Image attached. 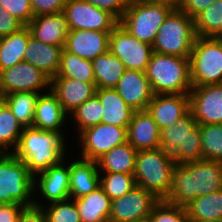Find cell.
<instances>
[{
  "instance_id": "obj_1",
  "label": "cell",
  "mask_w": 222,
  "mask_h": 222,
  "mask_svg": "<svg viewBox=\"0 0 222 222\" xmlns=\"http://www.w3.org/2000/svg\"><path fill=\"white\" fill-rule=\"evenodd\" d=\"M222 189V161L201 159L176 164L166 202L185 207L199 196Z\"/></svg>"
},
{
  "instance_id": "obj_2",
  "label": "cell",
  "mask_w": 222,
  "mask_h": 222,
  "mask_svg": "<svg viewBox=\"0 0 222 222\" xmlns=\"http://www.w3.org/2000/svg\"><path fill=\"white\" fill-rule=\"evenodd\" d=\"M64 133L24 127L15 150L9 151L23 161L30 174H37L59 164L65 158Z\"/></svg>"
},
{
  "instance_id": "obj_3",
  "label": "cell",
  "mask_w": 222,
  "mask_h": 222,
  "mask_svg": "<svg viewBox=\"0 0 222 222\" xmlns=\"http://www.w3.org/2000/svg\"><path fill=\"white\" fill-rule=\"evenodd\" d=\"M176 164L162 148L137 151L133 172L136 186L164 200L171 190Z\"/></svg>"
},
{
  "instance_id": "obj_4",
  "label": "cell",
  "mask_w": 222,
  "mask_h": 222,
  "mask_svg": "<svg viewBox=\"0 0 222 222\" xmlns=\"http://www.w3.org/2000/svg\"><path fill=\"white\" fill-rule=\"evenodd\" d=\"M154 94H189L190 58L153 52L145 71Z\"/></svg>"
},
{
  "instance_id": "obj_5",
  "label": "cell",
  "mask_w": 222,
  "mask_h": 222,
  "mask_svg": "<svg viewBox=\"0 0 222 222\" xmlns=\"http://www.w3.org/2000/svg\"><path fill=\"white\" fill-rule=\"evenodd\" d=\"M196 37L194 19L180 9L172 10L157 32L153 52L190 58Z\"/></svg>"
},
{
  "instance_id": "obj_6",
  "label": "cell",
  "mask_w": 222,
  "mask_h": 222,
  "mask_svg": "<svg viewBox=\"0 0 222 222\" xmlns=\"http://www.w3.org/2000/svg\"><path fill=\"white\" fill-rule=\"evenodd\" d=\"M34 177L13 153H0V204L34 205Z\"/></svg>"
},
{
  "instance_id": "obj_7",
  "label": "cell",
  "mask_w": 222,
  "mask_h": 222,
  "mask_svg": "<svg viewBox=\"0 0 222 222\" xmlns=\"http://www.w3.org/2000/svg\"><path fill=\"white\" fill-rule=\"evenodd\" d=\"M192 87L222 84V40L197 36L191 50Z\"/></svg>"
},
{
  "instance_id": "obj_8",
  "label": "cell",
  "mask_w": 222,
  "mask_h": 222,
  "mask_svg": "<svg viewBox=\"0 0 222 222\" xmlns=\"http://www.w3.org/2000/svg\"><path fill=\"white\" fill-rule=\"evenodd\" d=\"M172 10L165 5L130 0L119 24L138 40L153 45L160 26Z\"/></svg>"
},
{
  "instance_id": "obj_9",
  "label": "cell",
  "mask_w": 222,
  "mask_h": 222,
  "mask_svg": "<svg viewBox=\"0 0 222 222\" xmlns=\"http://www.w3.org/2000/svg\"><path fill=\"white\" fill-rule=\"evenodd\" d=\"M109 51L124 63L126 69L145 72L153 46L138 40L118 24L110 33Z\"/></svg>"
},
{
  "instance_id": "obj_10",
  "label": "cell",
  "mask_w": 222,
  "mask_h": 222,
  "mask_svg": "<svg viewBox=\"0 0 222 222\" xmlns=\"http://www.w3.org/2000/svg\"><path fill=\"white\" fill-rule=\"evenodd\" d=\"M63 12L68 30L112 31L119 24L113 14L85 0H66Z\"/></svg>"
},
{
  "instance_id": "obj_11",
  "label": "cell",
  "mask_w": 222,
  "mask_h": 222,
  "mask_svg": "<svg viewBox=\"0 0 222 222\" xmlns=\"http://www.w3.org/2000/svg\"><path fill=\"white\" fill-rule=\"evenodd\" d=\"M43 88L51 90V79L26 61L0 71V98L13 92L39 93Z\"/></svg>"
},
{
  "instance_id": "obj_12",
  "label": "cell",
  "mask_w": 222,
  "mask_h": 222,
  "mask_svg": "<svg viewBox=\"0 0 222 222\" xmlns=\"http://www.w3.org/2000/svg\"><path fill=\"white\" fill-rule=\"evenodd\" d=\"M127 128L100 123L79 134L81 158L97 161L115 146L127 142Z\"/></svg>"
},
{
  "instance_id": "obj_13",
  "label": "cell",
  "mask_w": 222,
  "mask_h": 222,
  "mask_svg": "<svg viewBox=\"0 0 222 222\" xmlns=\"http://www.w3.org/2000/svg\"><path fill=\"white\" fill-rule=\"evenodd\" d=\"M160 200L139 186L111 202L109 222H131L151 214Z\"/></svg>"
},
{
  "instance_id": "obj_14",
  "label": "cell",
  "mask_w": 222,
  "mask_h": 222,
  "mask_svg": "<svg viewBox=\"0 0 222 222\" xmlns=\"http://www.w3.org/2000/svg\"><path fill=\"white\" fill-rule=\"evenodd\" d=\"M190 110L199 125L222 124V84L192 87Z\"/></svg>"
},
{
  "instance_id": "obj_15",
  "label": "cell",
  "mask_w": 222,
  "mask_h": 222,
  "mask_svg": "<svg viewBox=\"0 0 222 222\" xmlns=\"http://www.w3.org/2000/svg\"><path fill=\"white\" fill-rule=\"evenodd\" d=\"M134 111L147 110L154 96L145 72L126 69L114 88Z\"/></svg>"
},
{
  "instance_id": "obj_16",
  "label": "cell",
  "mask_w": 222,
  "mask_h": 222,
  "mask_svg": "<svg viewBox=\"0 0 222 222\" xmlns=\"http://www.w3.org/2000/svg\"><path fill=\"white\" fill-rule=\"evenodd\" d=\"M111 31L69 30L64 49L86 60H93L109 50Z\"/></svg>"
},
{
  "instance_id": "obj_17",
  "label": "cell",
  "mask_w": 222,
  "mask_h": 222,
  "mask_svg": "<svg viewBox=\"0 0 222 222\" xmlns=\"http://www.w3.org/2000/svg\"><path fill=\"white\" fill-rule=\"evenodd\" d=\"M189 110V94H154L147 107L159 129L173 126Z\"/></svg>"
},
{
  "instance_id": "obj_18",
  "label": "cell",
  "mask_w": 222,
  "mask_h": 222,
  "mask_svg": "<svg viewBox=\"0 0 222 222\" xmlns=\"http://www.w3.org/2000/svg\"><path fill=\"white\" fill-rule=\"evenodd\" d=\"M127 142L137 151L161 148L160 129L147 110L134 112L127 128Z\"/></svg>"
},
{
  "instance_id": "obj_19",
  "label": "cell",
  "mask_w": 222,
  "mask_h": 222,
  "mask_svg": "<svg viewBox=\"0 0 222 222\" xmlns=\"http://www.w3.org/2000/svg\"><path fill=\"white\" fill-rule=\"evenodd\" d=\"M62 160L59 164L51 166L34 178V189L39 187L41 195L50 203L64 201L70 198L69 165L64 166Z\"/></svg>"
},
{
  "instance_id": "obj_20",
  "label": "cell",
  "mask_w": 222,
  "mask_h": 222,
  "mask_svg": "<svg viewBox=\"0 0 222 222\" xmlns=\"http://www.w3.org/2000/svg\"><path fill=\"white\" fill-rule=\"evenodd\" d=\"M27 27L31 36L44 44L65 46L69 30L64 12L33 17Z\"/></svg>"
},
{
  "instance_id": "obj_21",
  "label": "cell",
  "mask_w": 222,
  "mask_h": 222,
  "mask_svg": "<svg viewBox=\"0 0 222 222\" xmlns=\"http://www.w3.org/2000/svg\"><path fill=\"white\" fill-rule=\"evenodd\" d=\"M96 83H86L77 79L53 78L51 91L58 97L65 112L72 113L83 102L96 94Z\"/></svg>"
},
{
  "instance_id": "obj_22",
  "label": "cell",
  "mask_w": 222,
  "mask_h": 222,
  "mask_svg": "<svg viewBox=\"0 0 222 222\" xmlns=\"http://www.w3.org/2000/svg\"><path fill=\"white\" fill-rule=\"evenodd\" d=\"M64 47L48 45L29 37L24 61L40 69L51 80L57 75Z\"/></svg>"
},
{
  "instance_id": "obj_23",
  "label": "cell",
  "mask_w": 222,
  "mask_h": 222,
  "mask_svg": "<svg viewBox=\"0 0 222 222\" xmlns=\"http://www.w3.org/2000/svg\"><path fill=\"white\" fill-rule=\"evenodd\" d=\"M66 115L58 97L49 90L48 93L40 94L37 99L32 127L62 133L60 128L65 126Z\"/></svg>"
},
{
  "instance_id": "obj_24",
  "label": "cell",
  "mask_w": 222,
  "mask_h": 222,
  "mask_svg": "<svg viewBox=\"0 0 222 222\" xmlns=\"http://www.w3.org/2000/svg\"><path fill=\"white\" fill-rule=\"evenodd\" d=\"M97 161L77 159L69 165L70 199H79L100 186Z\"/></svg>"
},
{
  "instance_id": "obj_25",
  "label": "cell",
  "mask_w": 222,
  "mask_h": 222,
  "mask_svg": "<svg viewBox=\"0 0 222 222\" xmlns=\"http://www.w3.org/2000/svg\"><path fill=\"white\" fill-rule=\"evenodd\" d=\"M96 95L101 102V123L117 127H128L134 110L129 107L114 88H97Z\"/></svg>"
},
{
  "instance_id": "obj_26",
  "label": "cell",
  "mask_w": 222,
  "mask_h": 222,
  "mask_svg": "<svg viewBox=\"0 0 222 222\" xmlns=\"http://www.w3.org/2000/svg\"><path fill=\"white\" fill-rule=\"evenodd\" d=\"M73 201L82 222H109L112 200L101 186Z\"/></svg>"
},
{
  "instance_id": "obj_27",
  "label": "cell",
  "mask_w": 222,
  "mask_h": 222,
  "mask_svg": "<svg viewBox=\"0 0 222 222\" xmlns=\"http://www.w3.org/2000/svg\"><path fill=\"white\" fill-rule=\"evenodd\" d=\"M137 150L125 142L115 146L97 160L102 173L133 174Z\"/></svg>"
},
{
  "instance_id": "obj_28",
  "label": "cell",
  "mask_w": 222,
  "mask_h": 222,
  "mask_svg": "<svg viewBox=\"0 0 222 222\" xmlns=\"http://www.w3.org/2000/svg\"><path fill=\"white\" fill-rule=\"evenodd\" d=\"M97 88H115L124 74V63L109 50L92 60Z\"/></svg>"
},
{
  "instance_id": "obj_29",
  "label": "cell",
  "mask_w": 222,
  "mask_h": 222,
  "mask_svg": "<svg viewBox=\"0 0 222 222\" xmlns=\"http://www.w3.org/2000/svg\"><path fill=\"white\" fill-rule=\"evenodd\" d=\"M30 36L29 28L24 26L17 32L0 38V71L24 61Z\"/></svg>"
},
{
  "instance_id": "obj_30",
  "label": "cell",
  "mask_w": 222,
  "mask_h": 222,
  "mask_svg": "<svg viewBox=\"0 0 222 222\" xmlns=\"http://www.w3.org/2000/svg\"><path fill=\"white\" fill-rule=\"evenodd\" d=\"M188 219L222 222V189L197 197L184 207Z\"/></svg>"
},
{
  "instance_id": "obj_31",
  "label": "cell",
  "mask_w": 222,
  "mask_h": 222,
  "mask_svg": "<svg viewBox=\"0 0 222 222\" xmlns=\"http://www.w3.org/2000/svg\"><path fill=\"white\" fill-rule=\"evenodd\" d=\"M40 93L13 92L1 97L23 127H32Z\"/></svg>"
},
{
  "instance_id": "obj_32",
  "label": "cell",
  "mask_w": 222,
  "mask_h": 222,
  "mask_svg": "<svg viewBox=\"0 0 222 222\" xmlns=\"http://www.w3.org/2000/svg\"><path fill=\"white\" fill-rule=\"evenodd\" d=\"M54 78L77 79L86 83H95L92 61L82 59L63 49L60 68Z\"/></svg>"
},
{
  "instance_id": "obj_33",
  "label": "cell",
  "mask_w": 222,
  "mask_h": 222,
  "mask_svg": "<svg viewBox=\"0 0 222 222\" xmlns=\"http://www.w3.org/2000/svg\"><path fill=\"white\" fill-rule=\"evenodd\" d=\"M197 124L191 110H189L173 126L160 129L161 148L171 155L178 148L179 143H182L187 133Z\"/></svg>"
},
{
  "instance_id": "obj_34",
  "label": "cell",
  "mask_w": 222,
  "mask_h": 222,
  "mask_svg": "<svg viewBox=\"0 0 222 222\" xmlns=\"http://www.w3.org/2000/svg\"><path fill=\"white\" fill-rule=\"evenodd\" d=\"M23 129V125L0 99V153H8L10 146L16 149Z\"/></svg>"
},
{
  "instance_id": "obj_35",
  "label": "cell",
  "mask_w": 222,
  "mask_h": 222,
  "mask_svg": "<svg viewBox=\"0 0 222 222\" xmlns=\"http://www.w3.org/2000/svg\"><path fill=\"white\" fill-rule=\"evenodd\" d=\"M193 19L196 36L214 37L222 28V0H215Z\"/></svg>"
},
{
  "instance_id": "obj_36",
  "label": "cell",
  "mask_w": 222,
  "mask_h": 222,
  "mask_svg": "<svg viewBox=\"0 0 222 222\" xmlns=\"http://www.w3.org/2000/svg\"><path fill=\"white\" fill-rule=\"evenodd\" d=\"M171 156L177 164H184L203 159L199 124L187 133L182 143H179L178 148L171 154Z\"/></svg>"
},
{
  "instance_id": "obj_37",
  "label": "cell",
  "mask_w": 222,
  "mask_h": 222,
  "mask_svg": "<svg viewBox=\"0 0 222 222\" xmlns=\"http://www.w3.org/2000/svg\"><path fill=\"white\" fill-rule=\"evenodd\" d=\"M202 158L222 161V124L200 125Z\"/></svg>"
},
{
  "instance_id": "obj_38",
  "label": "cell",
  "mask_w": 222,
  "mask_h": 222,
  "mask_svg": "<svg viewBox=\"0 0 222 222\" xmlns=\"http://www.w3.org/2000/svg\"><path fill=\"white\" fill-rule=\"evenodd\" d=\"M100 186L105 194L111 200H114L136 187V182L133 174L104 173V176H102L100 173Z\"/></svg>"
},
{
  "instance_id": "obj_39",
  "label": "cell",
  "mask_w": 222,
  "mask_h": 222,
  "mask_svg": "<svg viewBox=\"0 0 222 222\" xmlns=\"http://www.w3.org/2000/svg\"><path fill=\"white\" fill-rule=\"evenodd\" d=\"M71 114L73 116V119L76 121L80 134L83 130L101 123V102L95 94L93 97L83 102Z\"/></svg>"
},
{
  "instance_id": "obj_40",
  "label": "cell",
  "mask_w": 222,
  "mask_h": 222,
  "mask_svg": "<svg viewBox=\"0 0 222 222\" xmlns=\"http://www.w3.org/2000/svg\"><path fill=\"white\" fill-rule=\"evenodd\" d=\"M41 203L34 199L35 206L44 208L47 222H82L73 199L53 202L48 204L50 206L47 207H44Z\"/></svg>"
},
{
  "instance_id": "obj_41",
  "label": "cell",
  "mask_w": 222,
  "mask_h": 222,
  "mask_svg": "<svg viewBox=\"0 0 222 222\" xmlns=\"http://www.w3.org/2000/svg\"><path fill=\"white\" fill-rule=\"evenodd\" d=\"M151 222H188L184 207L160 200L152 209Z\"/></svg>"
},
{
  "instance_id": "obj_42",
  "label": "cell",
  "mask_w": 222,
  "mask_h": 222,
  "mask_svg": "<svg viewBox=\"0 0 222 222\" xmlns=\"http://www.w3.org/2000/svg\"><path fill=\"white\" fill-rule=\"evenodd\" d=\"M0 6L8 11L25 26L33 19V11L29 0H0Z\"/></svg>"
},
{
  "instance_id": "obj_43",
  "label": "cell",
  "mask_w": 222,
  "mask_h": 222,
  "mask_svg": "<svg viewBox=\"0 0 222 222\" xmlns=\"http://www.w3.org/2000/svg\"><path fill=\"white\" fill-rule=\"evenodd\" d=\"M33 16L63 12L66 0H29Z\"/></svg>"
},
{
  "instance_id": "obj_44",
  "label": "cell",
  "mask_w": 222,
  "mask_h": 222,
  "mask_svg": "<svg viewBox=\"0 0 222 222\" xmlns=\"http://www.w3.org/2000/svg\"><path fill=\"white\" fill-rule=\"evenodd\" d=\"M98 9L106 10L113 14L118 20L121 19L129 6L130 0H85Z\"/></svg>"
},
{
  "instance_id": "obj_45",
  "label": "cell",
  "mask_w": 222,
  "mask_h": 222,
  "mask_svg": "<svg viewBox=\"0 0 222 222\" xmlns=\"http://www.w3.org/2000/svg\"><path fill=\"white\" fill-rule=\"evenodd\" d=\"M25 25L0 6V38L17 32Z\"/></svg>"
},
{
  "instance_id": "obj_46",
  "label": "cell",
  "mask_w": 222,
  "mask_h": 222,
  "mask_svg": "<svg viewBox=\"0 0 222 222\" xmlns=\"http://www.w3.org/2000/svg\"><path fill=\"white\" fill-rule=\"evenodd\" d=\"M17 222H47V219L42 207L32 205L22 209Z\"/></svg>"
},
{
  "instance_id": "obj_47",
  "label": "cell",
  "mask_w": 222,
  "mask_h": 222,
  "mask_svg": "<svg viewBox=\"0 0 222 222\" xmlns=\"http://www.w3.org/2000/svg\"><path fill=\"white\" fill-rule=\"evenodd\" d=\"M215 0H183L180 10L194 18Z\"/></svg>"
},
{
  "instance_id": "obj_48",
  "label": "cell",
  "mask_w": 222,
  "mask_h": 222,
  "mask_svg": "<svg viewBox=\"0 0 222 222\" xmlns=\"http://www.w3.org/2000/svg\"><path fill=\"white\" fill-rule=\"evenodd\" d=\"M23 205L15 204H0V222H17L18 216Z\"/></svg>"
},
{
  "instance_id": "obj_49",
  "label": "cell",
  "mask_w": 222,
  "mask_h": 222,
  "mask_svg": "<svg viewBox=\"0 0 222 222\" xmlns=\"http://www.w3.org/2000/svg\"><path fill=\"white\" fill-rule=\"evenodd\" d=\"M140 1L149 4L165 5L173 10L180 9L183 2V0H140Z\"/></svg>"
},
{
  "instance_id": "obj_50",
  "label": "cell",
  "mask_w": 222,
  "mask_h": 222,
  "mask_svg": "<svg viewBox=\"0 0 222 222\" xmlns=\"http://www.w3.org/2000/svg\"><path fill=\"white\" fill-rule=\"evenodd\" d=\"M131 222H151V217H150V215H148L146 217L136 219V220L131 221Z\"/></svg>"
},
{
  "instance_id": "obj_51",
  "label": "cell",
  "mask_w": 222,
  "mask_h": 222,
  "mask_svg": "<svg viewBox=\"0 0 222 222\" xmlns=\"http://www.w3.org/2000/svg\"><path fill=\"white\" fill-rule=\"evenodd\" d=\"M188 222H221V221H209V220H200V219H188Z\"/></svg>"
},
{
  "instance_id": "obj_52",
  "label": "cell",
  "mask_w": 222,
  "mask_h": 222,
  "mask_svg": "<svg viewBox=\"0 0 222 222\" xmlns=\"http://www.w3.org/2000/svg\"><path fill=\"white\" fill-rule=\"evenodd\" d=\"M215 39L222 40V28L220 31L214 36Z\"/></svg>"
}]
</instances>
